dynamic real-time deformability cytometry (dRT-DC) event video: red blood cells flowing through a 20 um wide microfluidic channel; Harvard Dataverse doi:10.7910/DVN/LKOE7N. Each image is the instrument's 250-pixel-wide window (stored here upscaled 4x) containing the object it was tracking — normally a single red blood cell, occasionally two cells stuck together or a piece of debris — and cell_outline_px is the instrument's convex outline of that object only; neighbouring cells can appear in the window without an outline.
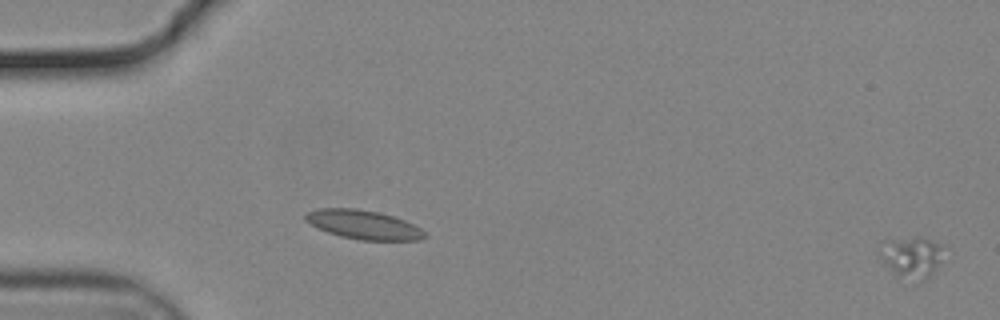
{"species": "common noctule bat (a hibernating species)", "species_latin": "Nyctalus noctula", "temperature_condition": "cold", "stored_images_in_passage": 9, "camera_frame_rate_fps": 3000, "um_per_image_px": 0.085, "animal": {"sex": "male", "body_mass_g": 19.2, "forearm_length_mm": 51.8}, "frame": {"image": 1, "passage_image": 1, "time_ms": 0.0, "image_size_px": [1000, 320], "cell_outline_px": [[944, 244], [940, 260], [932, 272], [924, 280], [896, 272], [880, 256], [880, 240], [916, 236], [920, 236]], "centroid_in_image_um": [77.51, 21.71], "position_along_channel_um": 7.5, "area_um2": 14.62}}